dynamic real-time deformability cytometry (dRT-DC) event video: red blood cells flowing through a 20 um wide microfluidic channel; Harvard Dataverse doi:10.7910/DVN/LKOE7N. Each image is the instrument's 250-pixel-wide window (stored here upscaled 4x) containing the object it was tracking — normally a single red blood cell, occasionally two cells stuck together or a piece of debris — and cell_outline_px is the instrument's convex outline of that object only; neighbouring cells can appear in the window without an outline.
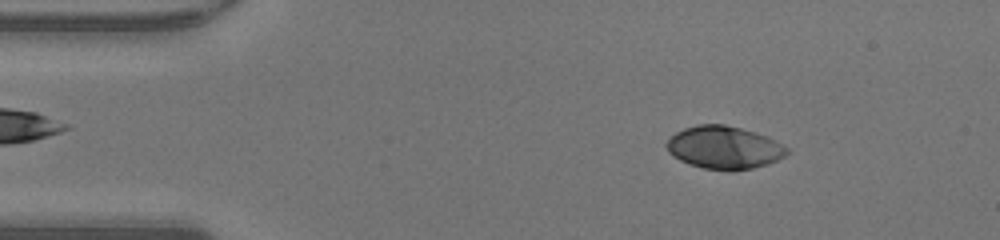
{"species": "human", "species_latin": "Homo sapiens", "temperature_condition": "warm", "stored_images_in_passage": 47, "camera_frame_rate_fps": 3000, "um_per_image_px": 0.085, "donor": {"sex": "male"}, "frame": {"image": 1, "passage_image": 6, "time_ms": 1.667, "image_size_px": [1000, 240], "cell_outline_px": [[788, 152], [784, 156], [776, 160], [752, 168], [732, 172], [704, 168], [680, 160], [672, 156], [668, 152], [664, 144], [676, 132], [684, 128], [696, 124], [724, 124], [756, 132], [768, 136], [788, 148]], "centroid_in_image_um": [61.52, 12.53], "position_along_channel_um": 23.5, "area_um2": 30.06}}
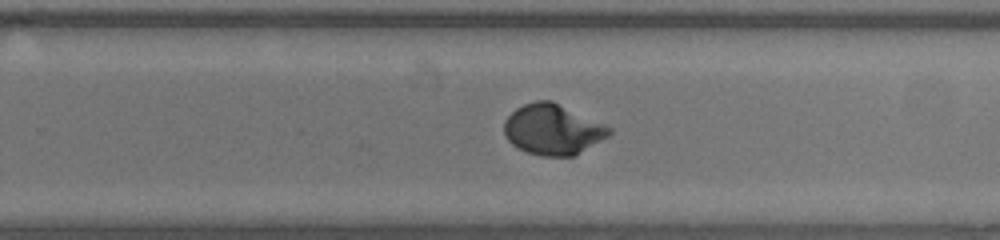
{"frame": {"image": 2, "passage_image": 29, "time_ms": 9.333, "image_size_px": [1000, 240], "cell_outline_px": [[612, 132], [608, 136], [576, 156], [544, 156], [528, 152], [512, 144], [504, 136], [504, 120], [516, 108], [524, 104], [536, 100], [552, 100], [604, 124], [612, 128]], "centroid_in_image_um": [46.98, 11.0], "position_along_channel_um": 282.8, "area_um2": 30.92}}
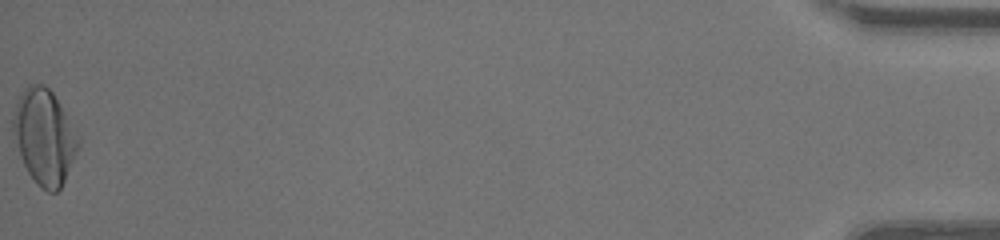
{"frame": {"image": 3, "passage_image": 47, "time_ms": 15.333, "image_size_px": [1000, 240], "cell_outline_px": [[80, 144], [64, 180], [60, 188], [56, 192], [48, 192], [36, 184], [28, 172], [20, 156], [12, 132], [12, 116], [16, 104], [24, 88], [28, 84], [44, 84], [52, 92], [80, 136]], "centroid_in_image_um": [3.76, 11.62], "position_along_channel_um": 431.4, "area_um2": 35.95}, "authors_computed_cell_mechanics": {"area_um2": 30.2872, "velocity_mm_per_s": 4.3256, "shape_relaxation_time_tau1_ms": 2.9468, "shape_relaxation_time_tau2_ms": null, "deformation_change_tau1": 0.1935, "deformation_change_tau2": null}}